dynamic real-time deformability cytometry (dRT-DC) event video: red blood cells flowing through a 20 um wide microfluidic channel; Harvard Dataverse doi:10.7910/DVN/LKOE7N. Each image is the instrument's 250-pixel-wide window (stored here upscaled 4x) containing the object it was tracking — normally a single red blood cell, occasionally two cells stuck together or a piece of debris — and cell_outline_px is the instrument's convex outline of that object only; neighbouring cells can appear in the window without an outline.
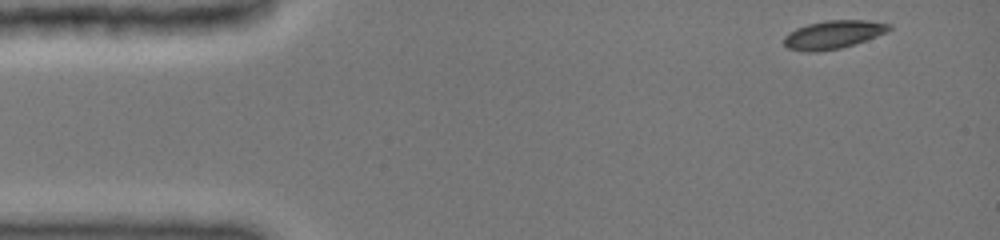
{"species": "common noctule bat (a hibernating species)", "species_latin": "Nyctalus noctula", "temperature_condition": "cold", "stored_images_in_passage": 34, "camera_frame_rate_fps": 3000, "um_per_image_px": 0.085, "animal": {"sex": "female", "body_mass_g": 19.0, "forearm_length_mm": 51.5}, "frame": {"image": 1, "passage_image": 1, "time_ms": 0.0, "image_size_px": [1000, 240], "cell_outline_px": [[892, 28], [884, 32], [864, 40], [840, 48], [788, 48], [784, 44], [784, 36], [796, 28], [808, 24], [828, 20], [864, 20], [888, 24]], "centroid_in_image_um": [70.84, 2.87], "position_along_channel_um": 14.2, "area_um2": 15.95}}
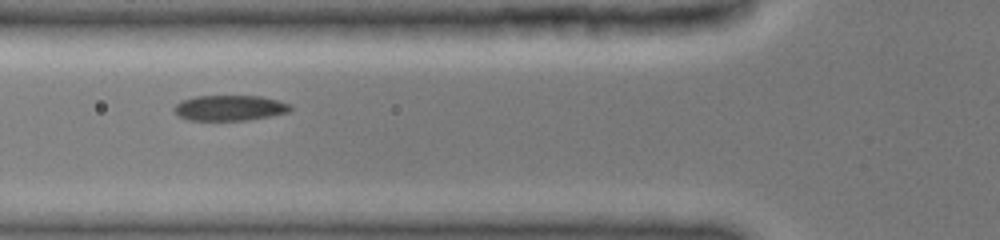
{"frame": {"image": 2, "passage_image": 25, "time_ms": 4.667, "image_size_px": [1000, 240], "cell_outline_px": [[292, 108], [288, 112], [268, 116], [244, 120], [188, 120], [180, 116], [176, 112], [176, 104], [184, 100], [196, 96], [260, 96], [276, 100], [288, 104]], "centroid_in_image_um": [19.53, 9.17], "position_along_channel_um": 106.3, "area_um2": 16.76}}
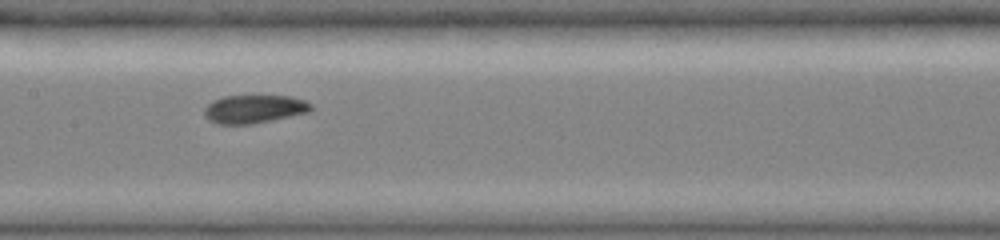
{"frame": {"image": 3, "passage_image": 33, "time_ms": 6.667, "image_size_px": [1000, 240], "cell_outline_px": [[312, 108], [308, 112], [248, 124], [220, 124], [208, 120], [204, 116], [204, 108], [212, 100], [224, 96], [292, 96], [304, 100], [312, 104]], "centroid_in_image_um": [21.56, 9.25], "position_along_channel_um": 185.8, "area_um2": 17.34}}